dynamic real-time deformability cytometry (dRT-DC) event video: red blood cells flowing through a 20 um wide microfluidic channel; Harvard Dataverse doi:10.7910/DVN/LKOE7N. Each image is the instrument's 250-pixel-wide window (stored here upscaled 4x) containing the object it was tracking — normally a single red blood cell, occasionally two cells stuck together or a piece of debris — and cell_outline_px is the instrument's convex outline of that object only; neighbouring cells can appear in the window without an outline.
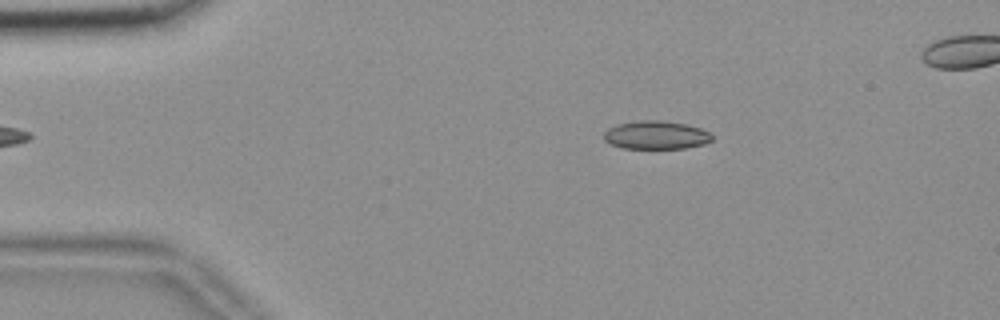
{"species": "common noctule bat (a hibernating species)", "species_latin": "Nyctalus noctula", "temperature_condition": "room temperature", "stored_images_in_passage": 54, "camera_frame_rate_fps": 3000, "um_per_image_px": 0.085, "animal": {"sex": "female", "body_mass_g": 18.4}, "frame": {"image": 1, "passage_image": 10, "time_ms": 3.0, "image_size_px": [1000, 320], "cell_outline_px": [[712, 140], [704, 144], [684, 148], [624, 148], [612, 144], [604, 140], [604, 132], [608, 128], [616, 124], [640, 120], [660, 120], [684, 124], [700, 128], [708, 132], [712, 136]], "centroid_in_image_um": [55.74, 11.47], "position_along_channel_um": 29.3, "area_um2": 17.69}}
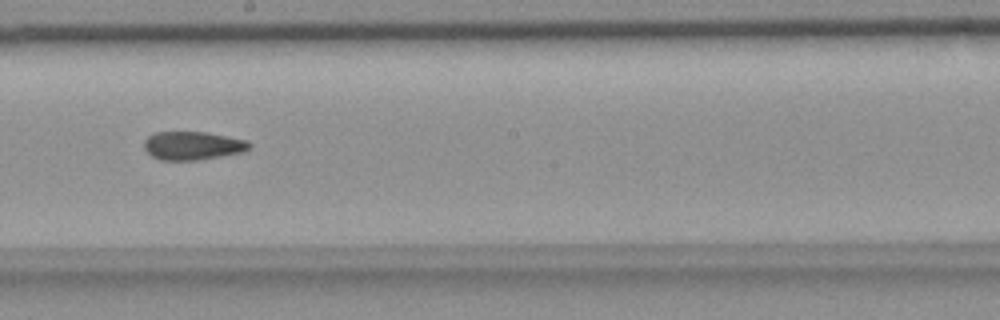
{"frame": {"image": 2, "passage_image": 31, "time_ms": 10.0, "image_size_px": [1000, 320], "cell_outline_px": [[252, 144], [244, 152], [196, 160], [160, 160], [152, 156], [144, 148], [144, 140], [148, 136], [156, 132], [204, 132], [248, 140]], "centroid_in_image_um": [16.37, 12.38], "position_along_channel_um": 231.8, "area_um2": 17.34}}
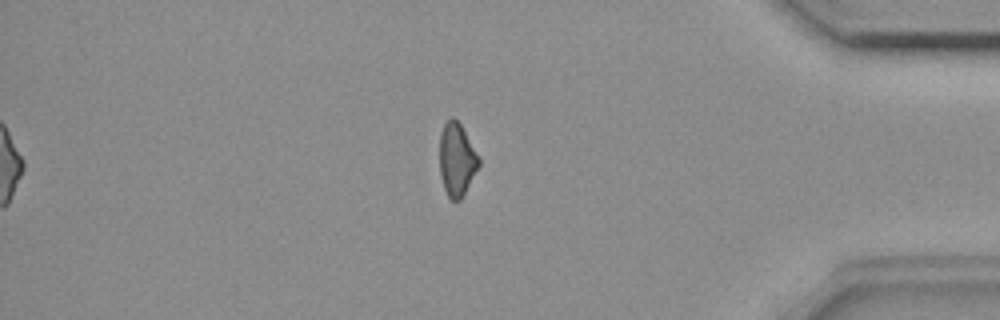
{"frame": {"image": 3, "passage_image": 47, "time_ms": 15.333, "image_size_px": [1000, 320], "cell_outline_px": [[480, 164], [460, 200], [452, 200], [448, 196], [444, 188], [440, 176], [440, 132], [444, 124], [452, 116], [460, 124], [480, 156]], "centroid_in_image_um": [38.83, 13.54], "position_along_channel_um": 396.4, "area_um2": 16.59}, "authors_computed_cell_mechanics": {"area_um2": 17.5423, "velocity_mm_per_s": 3.6781, "shape_relaxation_time_tau1_ms": null, "shape_relaxation_time_tau2_ms": 4.8074, "deformation_change_tau1": null, "deformation_change_tau2": 0.1183}}